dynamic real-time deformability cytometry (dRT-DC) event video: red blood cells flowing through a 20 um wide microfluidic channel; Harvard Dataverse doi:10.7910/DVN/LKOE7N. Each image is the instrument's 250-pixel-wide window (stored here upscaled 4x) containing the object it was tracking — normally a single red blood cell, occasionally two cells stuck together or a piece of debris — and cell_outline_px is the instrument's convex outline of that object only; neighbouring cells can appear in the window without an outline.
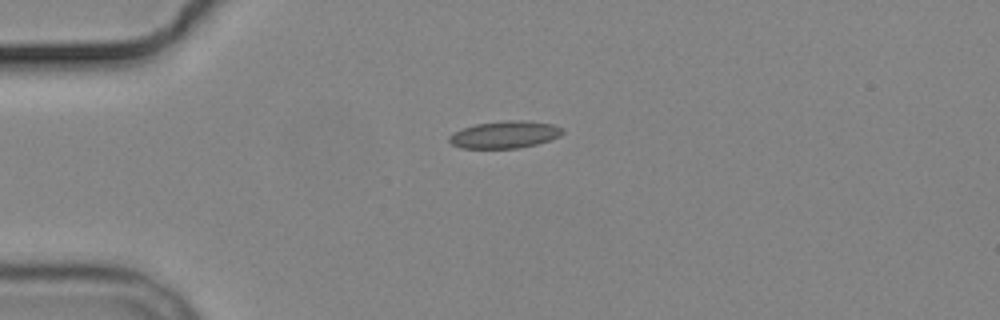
{"species": "common noctule bat (a hibernating species)", "species_latin": "Nyctalus noctula", "temperature_condition": "cold", "stored_images_in_passage": 2, "camera_frame_rate_fps": 3000, "um_per_image_px": 0.085, "animal": {"sex": "male", "body_mass_g": 19.2, "forearm_length_mm": 51.8}, "frame": {"image": 1, "passage_image": 1, "time_ms": 0.0, "image_size_px": [1000, 320], "cell_outline_px": [[564, 132], [560, 136], [536, 144], [520, 148], [460, 148], [452, 144], [448, 140], [448, 136], [452, 132], [476, 124], [508, 120], [524, 120], [552, 124], [564, 128]], "centroid_in_image_um": [42.9, 11.44], "position_along_channel_um": 42.1, "area_um2": 17.98}}